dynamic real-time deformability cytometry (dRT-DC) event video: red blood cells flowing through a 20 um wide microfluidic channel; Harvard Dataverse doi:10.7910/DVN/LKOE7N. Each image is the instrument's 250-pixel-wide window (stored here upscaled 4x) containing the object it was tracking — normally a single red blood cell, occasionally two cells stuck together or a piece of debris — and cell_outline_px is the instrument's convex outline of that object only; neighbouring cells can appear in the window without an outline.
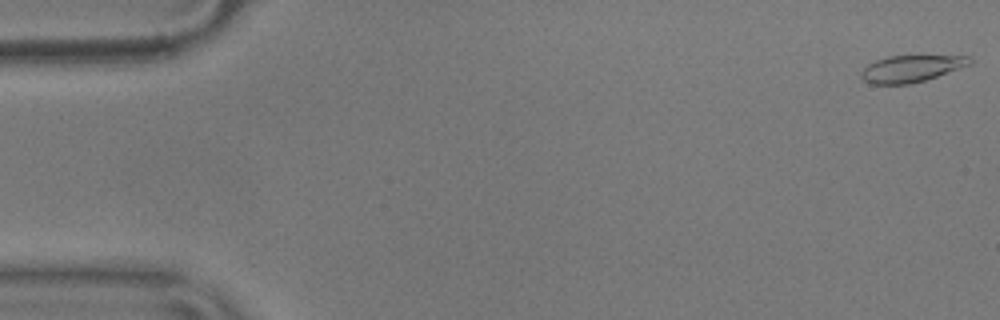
{"species": "common noctule bat (a hibernating species)", "species_latin": "Nyctalus noctula", "temperature_condition": "warm", "stored_images_in_passage": 57, "camera_frame_rate_fps": 3000, "um_per_image_px": 0.085, "animal": {"sex": "male", "body_mass_g": 17.9}, "frame": {"image": 1, "passage_image": 1, "time_ms": 0.0, "image_size_px": [1000, 320], "cell_outline_px": [[972, 64], [924, 80], [908, 84], [868, 84], [860, 76], [860, 72], [868, 64], [876, 60], [888, 56], [920, 52], [968, 56], [972, 60]], "centroid_in_image_um": [77.49, 5.76], "position_along_channel_um": 7.5, "area_um2": 17.92}}
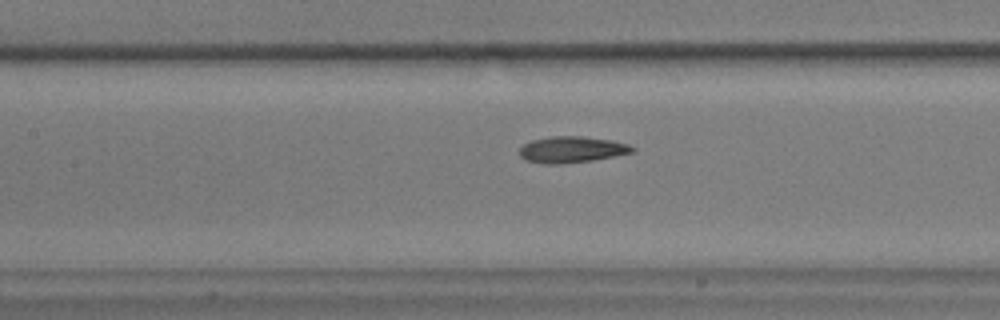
{"frame": {"image": 2, "passage_image": 25, "time_ms": 8.0, "image_size_px": [1000, 320], "cell_outline_px": [[636, 148], [632, 152], [592, 160], [560, 164], [544, 164], [524, 160], [520, 156], [520, 148], [524, 144], [532, 140], [552, 136], [584, 136], [612, 140], [628, 144]], "centroid_in_image_um": [48.57, 12.71], "position_along_channel_um": 158.8, "area_um2": 17.22}}
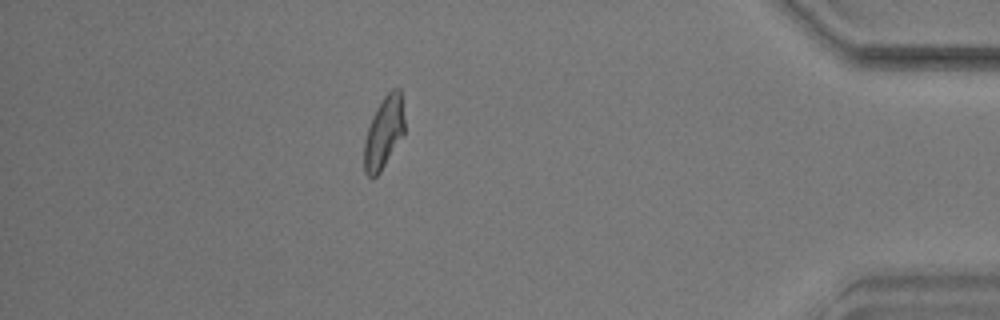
{"frame": {"image": 3, "passage_image": 49, "time_ms": 16.0, "image_size_px": [1000, 320], "cell_outline_px": [[404, 132], [380, 172], [372, 180], [364, 172], [364, 140], [372, 116], [376, 108], [384, 96], [392, 88], [400, 88], [404, 116]], "centroid_in_image_um": [32.61, 11.26], "position_along_channel_um": 402.6, "area_um2": 16.82}}